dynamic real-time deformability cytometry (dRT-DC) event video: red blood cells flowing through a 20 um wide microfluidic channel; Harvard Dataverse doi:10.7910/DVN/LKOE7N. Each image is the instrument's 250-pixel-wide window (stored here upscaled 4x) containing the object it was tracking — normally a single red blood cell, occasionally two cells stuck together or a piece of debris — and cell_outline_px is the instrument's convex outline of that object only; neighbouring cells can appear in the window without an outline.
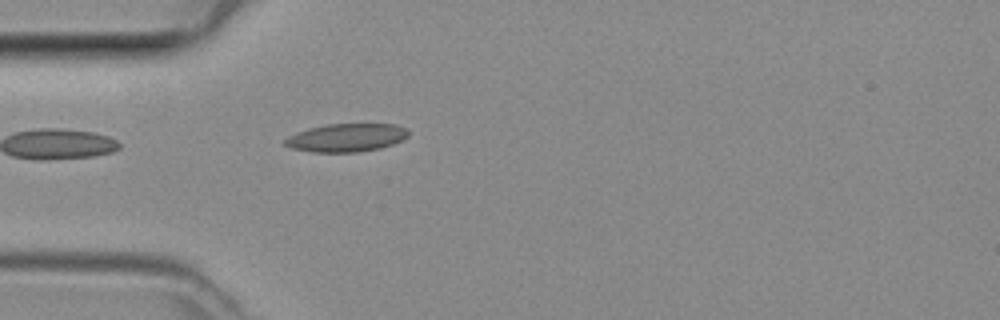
{"species": "common noctule bat (a hibernating species)", "species_latin": "Nyctalus noctula", "temperature_condition": "room temperature", "stored_images_in_passage": 4, "camera_frame_rate_fps": 3000, "um_per_image_px": 0.085, "animal": {"sex": "female", "body_mass_g": 29.2, "forearm_length_mm": 56.3}, "frame": {"image": 1, "passage_image": 4, "time_ms": 1.0, "image_size_px": [1000, 320], "cell_outline_px": [[408, 136], [392, 144], [380, 148], [360, 152], [312, 152], [292, 148], [284, 144], [284, 140], [288, 136], [296, 132], [308, 128], [328, 124], [396, 124], [404, 128], [408, 132]], "centroid_in_image_um": [29.41, 11.7], "position_along_channel_um": 55.6, "area_um2": 20.17}}